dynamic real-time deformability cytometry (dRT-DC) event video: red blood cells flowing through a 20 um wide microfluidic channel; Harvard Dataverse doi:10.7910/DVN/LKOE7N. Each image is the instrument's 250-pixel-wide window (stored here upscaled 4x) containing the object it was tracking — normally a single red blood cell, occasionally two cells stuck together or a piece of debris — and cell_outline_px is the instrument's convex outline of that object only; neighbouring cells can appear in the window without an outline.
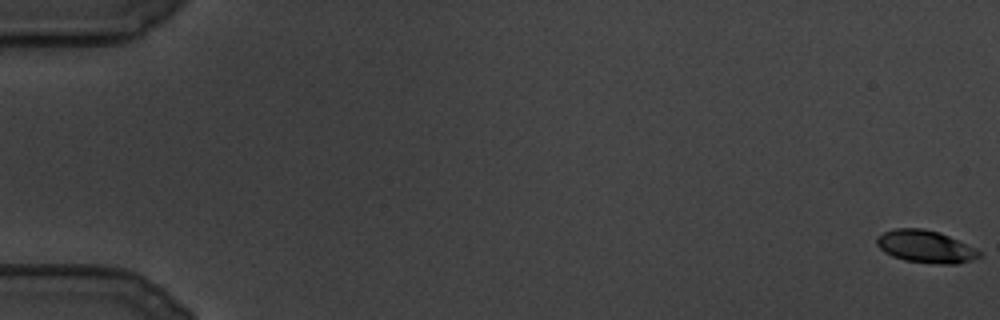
{"species": "common noctule bat (a hibernating species)", "species_latin": "Nyctalus noctula", "temperature_condition": "cold", "stored_images_in_passage": 111, "camera_frame_rate_fps": 3000, "um_per_image_px": 0.085, "animal": {"sex": "male", "body_mass_g": 19.5, "forearm_length_mm": 54.6}, "frame": {"image": 1, "passage_image": 1, "time_ms": 0.0, "image_size_px": [1000, 320], "cell_outline_px": [[984, 252], [980, 256], [972, 260], [956, 264], [936, 264], [904, 260], [892, 256], [884, 252], [876, 244], [876, 236], [884, 232], [896, 228], [924, 228], [940, 232]], "centroid_in_image_um": [78.67, 20.96], "position_along_channel_um": 6.3, "area_um2": 19.54}}
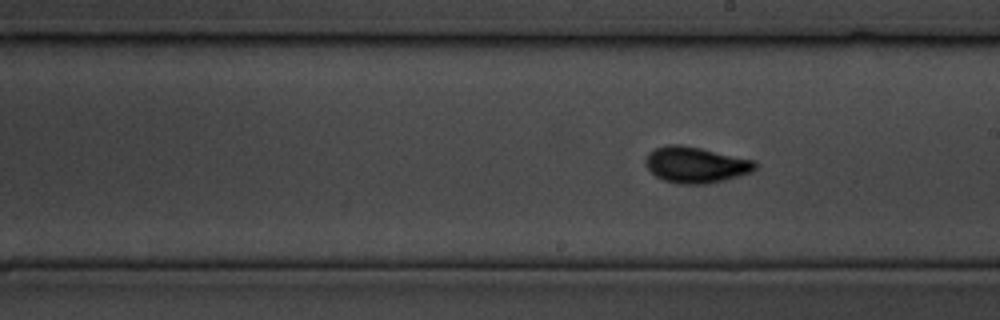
{"frame": {"image": 2, "passage_image": 66, "time_ms": 21.667, "image_size_px": [1000, 320], "cell_outline_px": [[756, 168], [752, 172], [724, 180], [704, 184], [676, 184], [664, 180], [656, 176], [648, 168], [644, 160], [648, 152], [656, 148], [668, 144], [680, 144], [700, 148], [756, 160]], "centroid_in_image_um": [59.13, 14.0], "position_along_channel_um": 229.9, "area_um2": 23.06}}
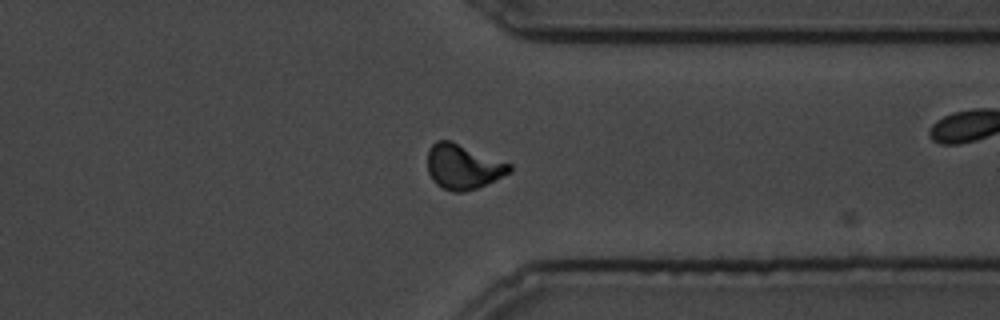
{"frame": {"image": 3, "passage_image": 90, "time_ms": 29.667, "image_size_px": [1000, 320], "cell_outline_px": [[512, 172], [476, 188], [464, 192], [452, 192], [436, 184], [432, 180], [428, 172], [428, 148], [436, 140], [452, 140], [512, 164]], "centroid_in_image_um": [39.36, 14.15], "position_along_channel_um": 372.0, "area_um2": 21.62}}